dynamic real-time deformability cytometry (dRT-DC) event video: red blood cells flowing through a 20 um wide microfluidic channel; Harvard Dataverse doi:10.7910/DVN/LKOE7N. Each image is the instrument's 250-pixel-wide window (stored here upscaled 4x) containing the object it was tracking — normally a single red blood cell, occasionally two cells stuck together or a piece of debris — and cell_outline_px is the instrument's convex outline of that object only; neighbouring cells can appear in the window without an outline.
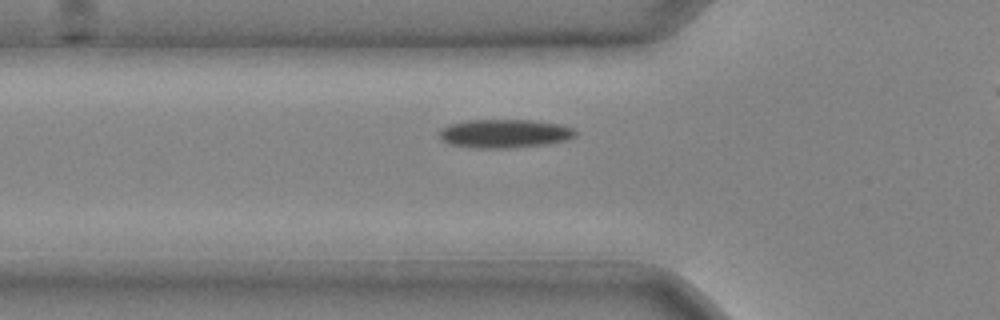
{"species": "common noctule bat (a hibernating species)", "species_latin": "Nyctalus noctula", "temperature_condition": "cold", "stored_images_in_passage": 28, "camera_frame_rate_fps": 3000, "um_per_image_px": 0.085, "animal": {"sex": "male", "body_mass_g": 20.4}, "frame": {"image": 1, "passage_image": 4, "time_ms": 1.0, "image_size_px": [1000, 320], "cell_outline_px": [[576, 136], [568, 140], [548, 144], [512, 148], [476, 148], [448, 144], [440, 136], [440, 128], [452, 124], [468, 120], [532, 120], [556, 124], [572, 128], [576, 132]], "centroid_in_image_um": [42.9, 11.36], "position_along_channel_um": 82.9, "area_um2": 22.6}}
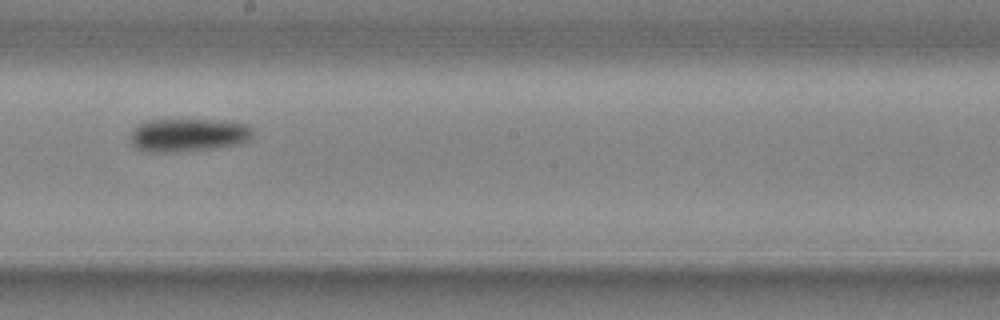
{"frame": {"image": 2, "passage_image": 14, "time_ms": 4.333, "image_size_px": [1000, 320], "cell_outline_px": [[252, 140], [240, 144], [216, 148], [180, 152], [148, 152], [136, 148], [132, 144], [132, 132], [144, 120], [212, 120], [248, 124], [252, 128]], "centroid_in_image_um": [16.04, 11.49], "position_along_channel_um": 232.2, "area_um2": 23.76}}
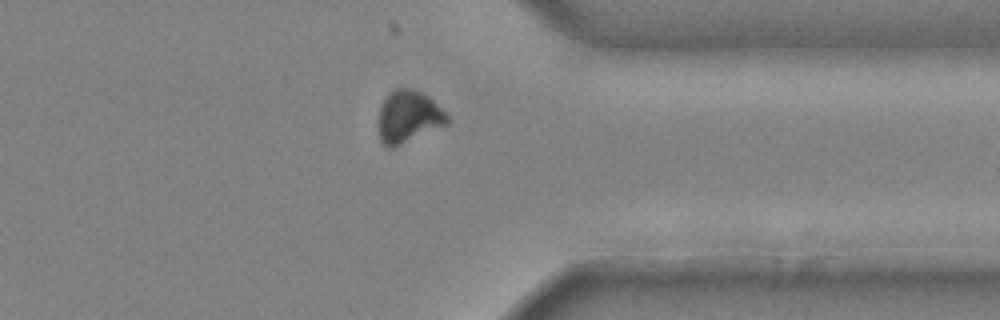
{"frame": {"image": 3, "passage_image": 24, "time_ms": 7.667, "image_size_px": [1000, 320], "cell_outline_px": [[448, 124], [392, 148], [388, 148], [380, 140], [380, 108], [388, 92], [396, 88], [412, 88], [428, 96], [448, 116]], "centroid_in_image_um": [34.72, 9.91], "position_along_channel_um": 376.7, "area_um2": 20.52}}